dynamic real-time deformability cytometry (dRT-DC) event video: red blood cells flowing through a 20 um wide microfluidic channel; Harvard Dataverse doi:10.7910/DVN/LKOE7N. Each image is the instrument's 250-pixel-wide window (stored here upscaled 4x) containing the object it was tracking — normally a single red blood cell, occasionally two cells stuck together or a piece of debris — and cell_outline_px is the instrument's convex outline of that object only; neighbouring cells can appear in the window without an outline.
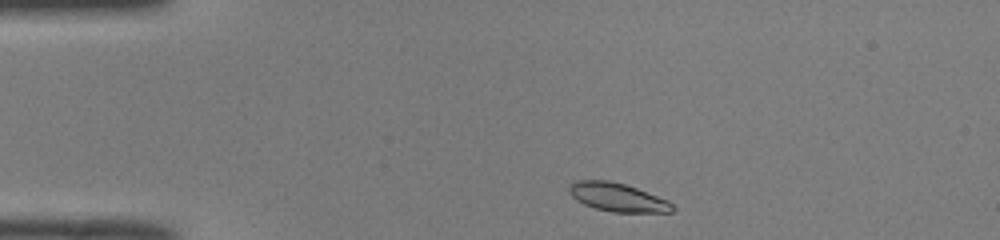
{"species": "common noctule bat (a hibernating species)", "species_latin": "Nyctalus noctula", "temperature_condition": "room temperature", "stored_images_in_passage": 38, "camera_frame_rate_fps": 3000, "um_per_image_px": 0.085, "animal": {"sex": "male", "body_mass_g": 19.0, "forearm_length_mm": 50.8}, "frame": {"image": 1, "passage_image": 1, "time_ms": 0.0, "image_size_px": [1000, 240], "cell_outline_px": [[676, 208], [672, 212], [612, 212], [596, 208], [584, 204], [576, 200], [568, 192], [568, 184], [576, 180], [608, 180], [624, 184], [636, 188], [668, 200]], "centroid_in_image_um": [52.46, 16.76], "position_along_channel_um": 32.5, "area_um2": 17.17}}
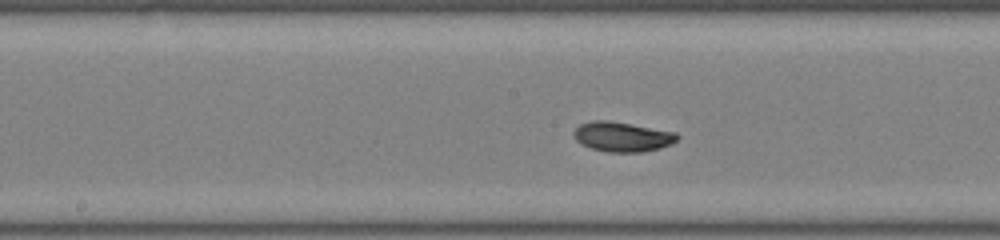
{"frame": {"image": 2, "passage_image": 17, "time_ms": 5.333, "image_size_px": [1000, 240], "cell_outline_px": [[680, 136], [672, 144], [660, 148], [644, 152], [608, 152], [588, 148], [580, 144], [576, 140], [572, 132], [580, 124], [592, 120], [608, 120], [676, 132]], "centroid_in_image_um": [52.87, 11.63], "position_along_channel_um": 195.3, "area_um2": 18.15}}
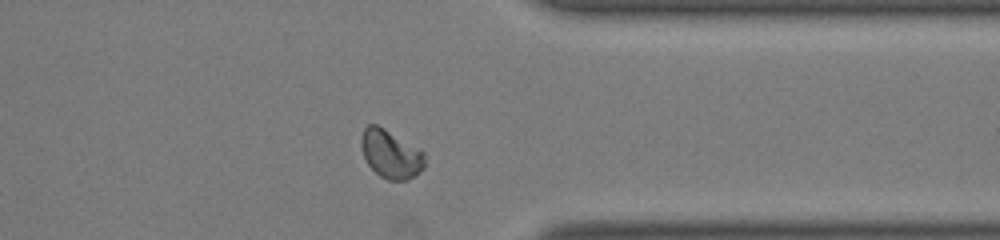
{"frame": {"image": 3, "passage_image": 31, "time_ms": 10.0, "image_size_px": [1000, 240], "cell_outline_px": [[424, 168], [420, 172], [408, 180], [388, 180], [380, 176], [368, 164], [364, 156], [360, 144], [360, 136], [364, 128], [368, 124], [376, 124], [384, 128], [424, 152]], "centroid_in_image_um": [33.19, 13.09], "position_along_channel_um": 378.2, "area_um2": 17.8}, "authors_computed_cell_mechanics": {"area_um2": 17.3978, "velocity_mm_per_s": 4.0177, "shape_relaxation_time_tau1_ms": 2.5836, "shape_relaxation_time_tau2_ms": 5.3896, "deformation_change_tau1": 0.1175, "deformation_change_tau2": 0.0629}}